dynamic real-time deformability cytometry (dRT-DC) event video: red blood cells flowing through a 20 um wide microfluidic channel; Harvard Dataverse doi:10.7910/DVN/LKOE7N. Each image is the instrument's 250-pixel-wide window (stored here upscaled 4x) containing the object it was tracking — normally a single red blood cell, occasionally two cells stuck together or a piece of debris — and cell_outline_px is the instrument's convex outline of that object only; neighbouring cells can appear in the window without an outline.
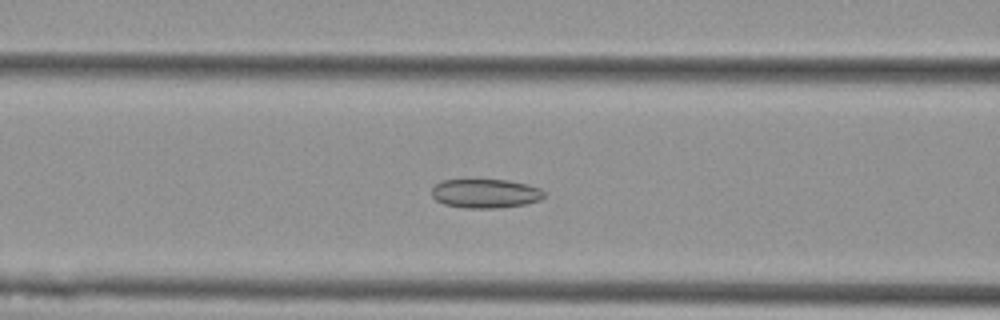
{"species": "Egyptian fruit bat (a non-hibernating species)", "species_latin": "Rousettus aegyptiacus", "temperature_condition": "cold", "stored_images_in_passage": 55, "camera_frame_rate_fps": 3000, "um_per_image_px": 0.085, "animal": {"sex": "female"}, "frame": {"image": 1, "passage_image": 22, "time_ms": 7.0, "image_size_px": [1000, 320], "cell_outline_px": [[548, 192], [540, 200], [524, 204], [496, 208], [468, 208], [444, 204], [436, 200], [432, 196], [432, 188], [436, 184], [444, 180], [508, 180], [528, 184], [540, 188]], "centroid_in_image_um": [41.3, 16.44], "position_along_channel_um": 125.3, "area_um2": 19.02}}
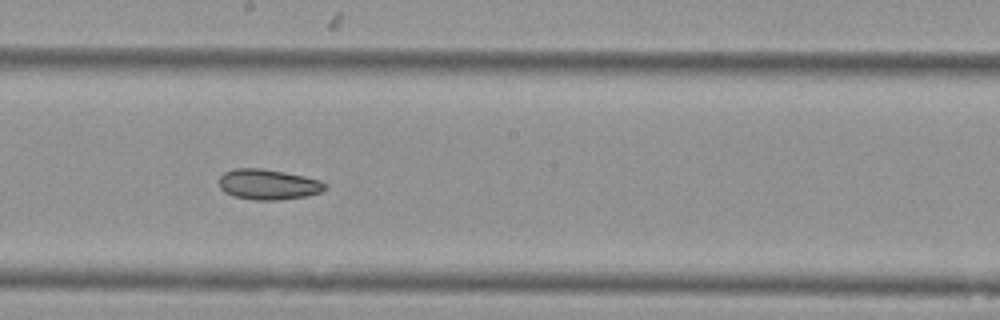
{"frame": {"image": 2, "passage_image": 30, "time_ms": 9.667, "image_size_px": [1000, 320], "cell_outline_px": [[328, 188], [320, 192], [308, 196], [280, 200], [252, 200], [232, 196], [224, 192], [220, 188], [220, 176], [224, 172], [236, 168], [260, 168], [284, 172], [304, 176], [320, 180], [328, 184]], "centroid_in_image_um": [22.82, 15.69], "position_along_channel_um": 225.4, "area_um2": 19.02}}
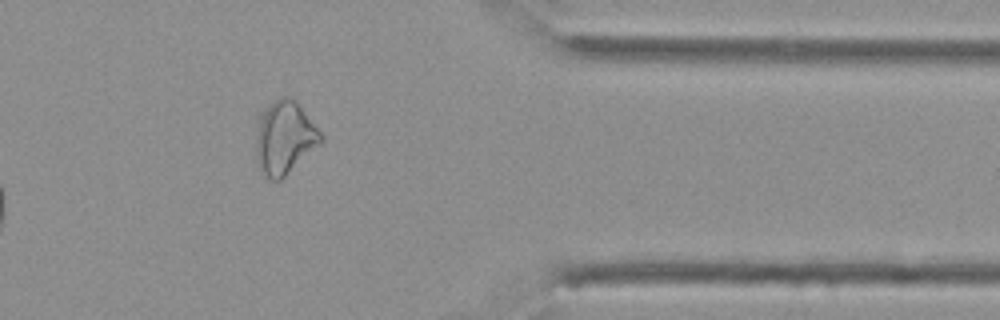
{"frame": {"image": 3, "passage_image": 50, "time_ms": 16.333, "image_size_px": [1000, 320], "cell_outline_px": [[324, 140], [320, 144], [280, 180], [272, 180], [264, 176], [260, 172], [256, 160], [256, 112], [280, 96], [288, 96], [296, 100], [324, 136]], "centroid_in_image_um": [24.14, 11.66], "position_along_channel_um": 387.3, "area_um2": 28.32}}